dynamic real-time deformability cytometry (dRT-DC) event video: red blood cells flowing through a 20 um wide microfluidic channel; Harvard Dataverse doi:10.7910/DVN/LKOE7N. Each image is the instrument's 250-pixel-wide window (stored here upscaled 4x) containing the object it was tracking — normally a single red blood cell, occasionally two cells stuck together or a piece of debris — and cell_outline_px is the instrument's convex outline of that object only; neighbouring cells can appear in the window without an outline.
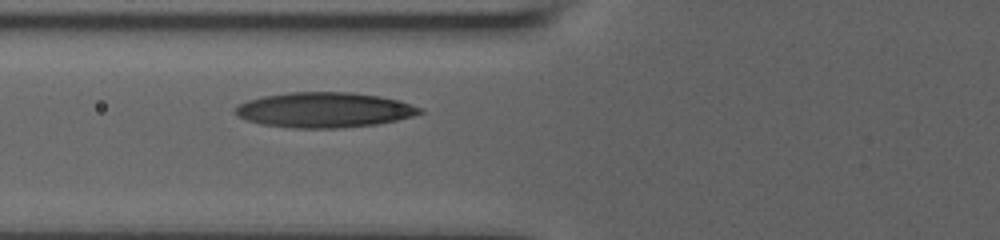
{"species": "human", "species_latin": "Homo sapiens", "temperature_condition": "room temperature", "stored_images_in_passage": 6, "camera_frame_rate_fps": 3000, "um_per_image_px": 0.085, "donor": {"sex": "male"}, "frame": {"image": 1, "passage_image": 6, "time_ms": 1.667, "image_size_px": [1000, 240], "cell_outline_px": [[424, 112], [412, 116], [396, 120], [376, 124], [336, 128], [296, 128], [260, 124], [236, 116], [236, 108], [240, 104], [248, 100], [264, 96], [292, 92], [352, 92], [380, 96], [400, 100], [424, 108]], "centroid_in_image_um": [27.61, 9.34], "position_along_channel_um": 98.2, "area_um2": 37.74}}